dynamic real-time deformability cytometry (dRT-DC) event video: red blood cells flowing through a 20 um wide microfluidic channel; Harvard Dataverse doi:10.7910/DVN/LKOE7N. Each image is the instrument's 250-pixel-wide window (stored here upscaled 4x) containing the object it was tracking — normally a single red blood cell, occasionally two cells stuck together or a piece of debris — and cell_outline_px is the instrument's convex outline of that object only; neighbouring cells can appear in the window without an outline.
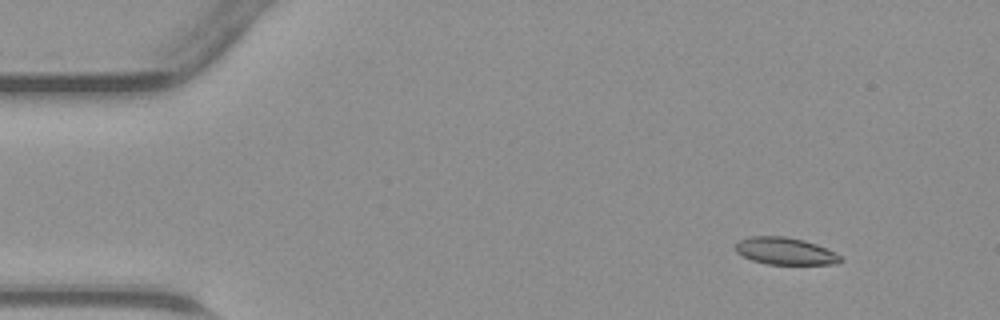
{"species": "common noctule bat (a hibernating species)", "species_latin": "Nyctalus noctula", "temperature_condition": "warm", "stored_images_in_passage": 45, "camera_frame_rate_fps": 3000, "um_per_image_px": 0.085, "animal": {"sex": "male", "body_mass_g": 23.1, "forearm_length_mm": 52.7}, "frame": {"image": 1, "passage_image": 5, "time_ms": 1.333, "image_size_px": [1000, 320], "cell_outline_px": [[844, 260], [836, 264], [768, 264], [752, 260], [736, 252], [732, 248], [736, 240], [748, 236], [784, 236], [804, 240], [816, 244], [840, 256]], "centroid_in_image_um": [66.65, 21.33], "position_along_channel_um": 18.3, "area_um2": 16.7}}
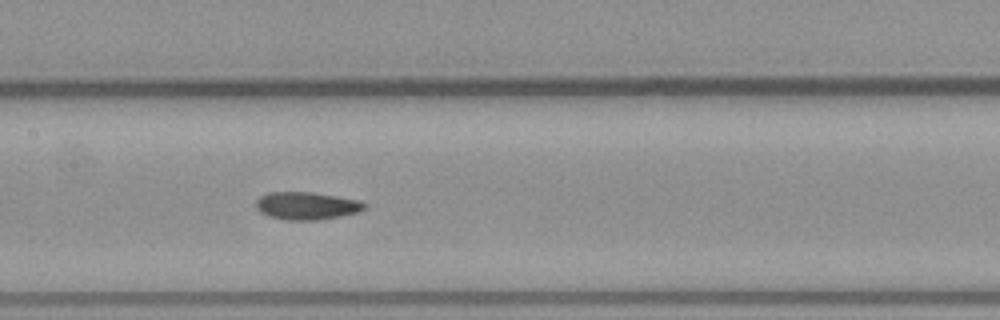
{"frame": {"image": 2, "passage_image": 22, "time_ms": 7.0, "image_size_px": [1000, 320], "cell_outline_px": [[368, 208], [360, 212], [320, 220], [284, 220], [268, 216], [260, 212], [256, 208], [256, 200], [260, 196], [268, 192], [312, 192], [364, 200], [368, 204]], "centroid_in_image_um": [26.13, 17.49], "position_along_channel_um": 181.3, "area_um2": 17.98}}
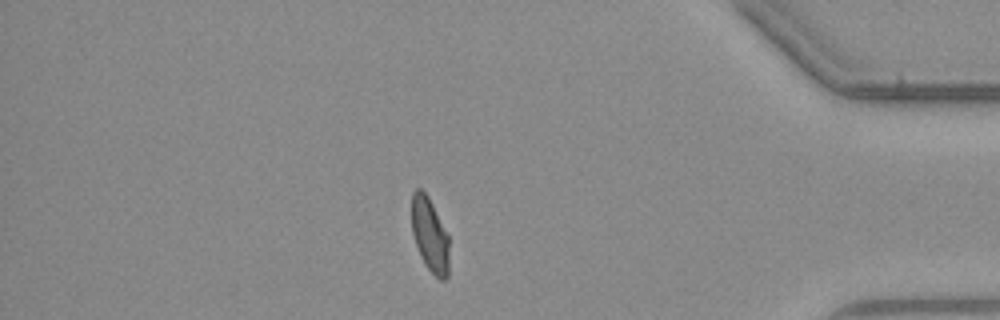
{"frame": {"image": 3, "passage_image": 39, "time_ms": 12.667, "image_size_px": [1000, 320], "cell_outline_px": [[448, 276], [444, 280], [440, 280], [424, 264], [420, 256], [412, 232], [412, 192], [416, 188], [420, 188], [428, 196], [448, 236]], "centroid_in_image_um": [36.52, 19.97], "position_along_channel_um": 398.7, "area_um2": 15.95}}